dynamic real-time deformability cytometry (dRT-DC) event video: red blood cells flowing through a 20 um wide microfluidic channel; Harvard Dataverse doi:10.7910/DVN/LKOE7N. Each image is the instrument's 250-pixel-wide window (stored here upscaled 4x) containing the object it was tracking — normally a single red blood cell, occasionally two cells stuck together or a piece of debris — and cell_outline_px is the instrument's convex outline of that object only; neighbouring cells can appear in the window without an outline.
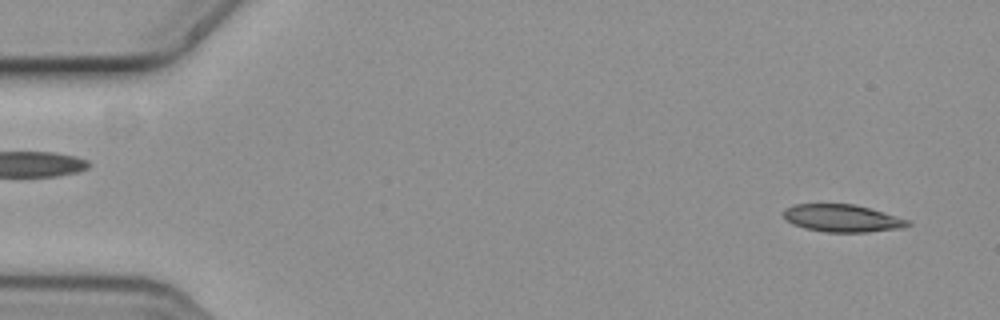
{"species": "common noctule bat (a hibernating species)", "species_latin": "Nyctalus noctula", "temperature_condition": "cold", "stored_images_in_passage": 5, "camera_frame_rate_fps": 3000, "um_per_image_px": 0.085, "animal": {"sex": "female", "body_mass_g": 19.3, "forearm_length_mm": 54.1}, "frame": {"image": 1, "passage_image": 1, "time_ms": 0.0, "image_size_px": [1000, 320], "cell_outline_px": [[912, 224], [904, 228], [868, 232], [824, 232], [804, 228], [792, 224], [784, 220], [784, 208], [796, 204], [852, 204], [868, 208], [912, 220]], "centroid_in_image_um": [71.6, 18.56], "position_along_channel_um": 13.4, "area_um2": 20.06}}